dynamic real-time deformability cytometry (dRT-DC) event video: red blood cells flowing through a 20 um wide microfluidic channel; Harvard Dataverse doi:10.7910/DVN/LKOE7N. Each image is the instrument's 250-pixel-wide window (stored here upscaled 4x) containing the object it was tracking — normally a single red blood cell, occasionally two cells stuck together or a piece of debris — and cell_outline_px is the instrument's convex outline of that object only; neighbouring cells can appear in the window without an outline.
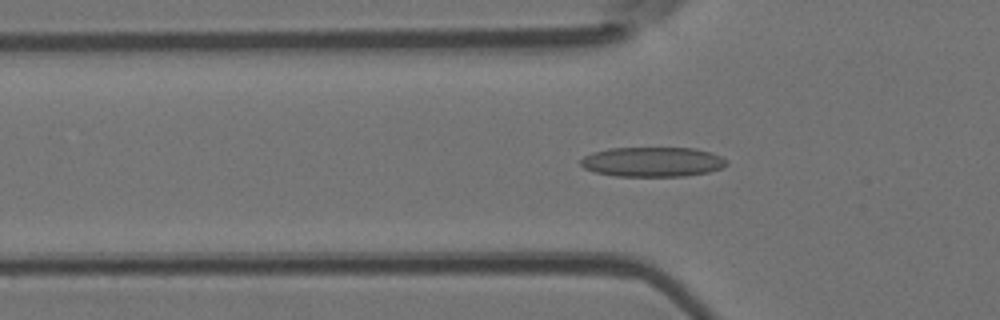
{"species": "Egyptian fruit bat (a non-hibernating species)", "species_latin": "Rousettus aegyptiacus", "temperature_condition": "room temperature", "stored_images_in_passage": 45, "camera_frame_rate_fps": 3000, "um_per_image_px": 0.085, "animal": {"sex": "female"}, "frame": {"image": 1, "passage_image": 15, "time_ms": 4.667, "image_size_px": [1000, 320], "cell_outline_px": [[728, 164], [724, 168], [708, 172], [684, 176], [616, 176], [596, 172], [584, 168], [580, 164], [580, 160], [584, 156], [592, 152], [608, 148], [696, 148], [712, 152], [728, 160]], "centroid_in_image_um": [55.49, 13.75], "position_along_channel_um": 70.3, "area_um2": 25.49}}
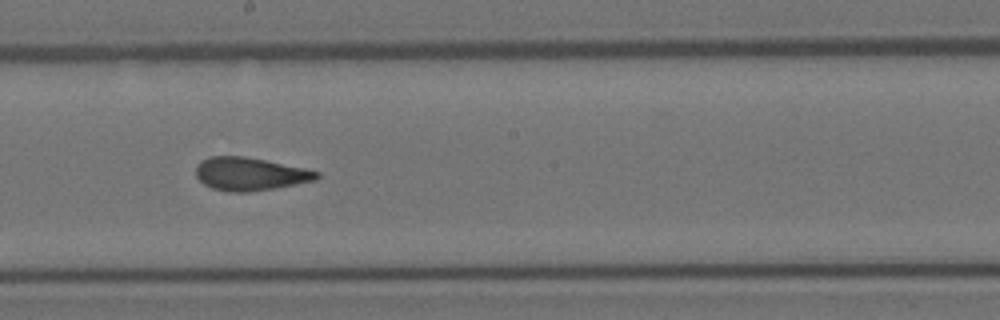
{"frame": {"image": 2, "passage_image": 27, "time_ms": 8.667, "image_size_px": [1000, 320], "cell_outline_px": [[320, 176], [316, 180], [272, 188], [248, 192], [228, 192], [212, 188], [204, 184], [196, 176], [196, 164], [200, 160], [212, 156], [244, 156], [304, 168], [320, 172]], "centroid_in_image_um": [21.21, 14.78], "position_along_channel_um": 227.0, "area_um2": 23.12}}
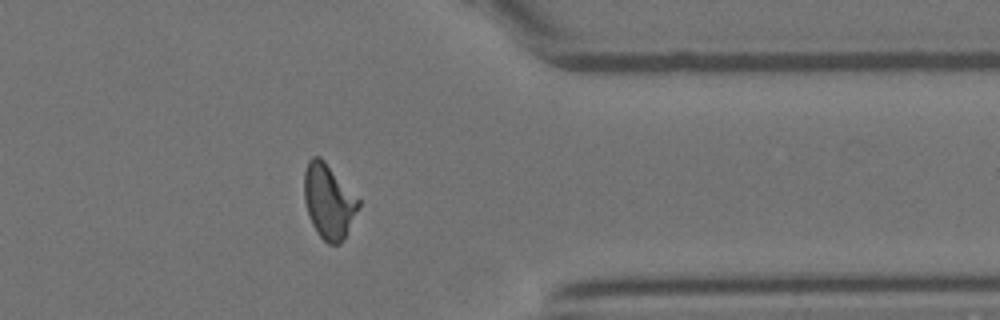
{"frame": {"image": 3, "passage_image": 40, "time_ms": 13.0, "image_size_px": [1000, 320], "cell_outline_px": [[360, 204], [340, 244], [328, 244], [316, 232], [312, 224], [304, 200], [304, 172], [308, 160], [312, 156], [320, 156], [324, 160], [360, 200]], "centroid_in_image_um": [27.91, 17.08], "position_along_channel_um": 383.5, "area_um2": 23.24}, "authors_computed_cell_mechanics": {"area_um2": 23.5824, "velocity_mm_per_s": 3.8799, "shape_relaxation_time_tau1_ms": 8.6667, "shape_relaxation_time_tau2_ms": 1.8232, "deformation_change_tau1": 0.2243, "deformation_change_tau2": 0.0933}}